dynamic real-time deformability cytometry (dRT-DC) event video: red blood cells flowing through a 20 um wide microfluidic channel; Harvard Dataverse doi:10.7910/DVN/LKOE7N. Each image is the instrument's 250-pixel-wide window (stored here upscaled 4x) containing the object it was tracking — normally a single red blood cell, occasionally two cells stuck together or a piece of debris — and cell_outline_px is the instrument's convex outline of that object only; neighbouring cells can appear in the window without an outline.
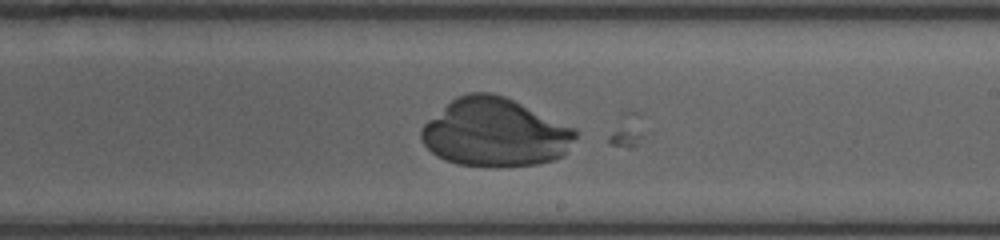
{"species": "human", "species_latin": "Homo sapiens", "temperature_condition": "room temperature", "stored_images_in_passage": 28, "camera_frame_rate_fps": 3000, "um_per_image_px": 0.085, "donor": {"sex": "female"}, "frame": {"image": 1, "passage_image": 20, "time_ms": 6.333, "image_size_px": [1000, 240], "cell_outline_px": [[576, 136], [564, 156], [552, 160], [536, 164], [456, 164], [444, 160], [436, 156], [424, 144], [420, 136], [420, 128], [428, 120], [456, 96], [468, 92], [492, 92], [504, 96], [576, 128]], "centroid_in_image_um": [42.06, 11.23], "position_along_channel_um": 246.9, "area_um2": 60.57}}
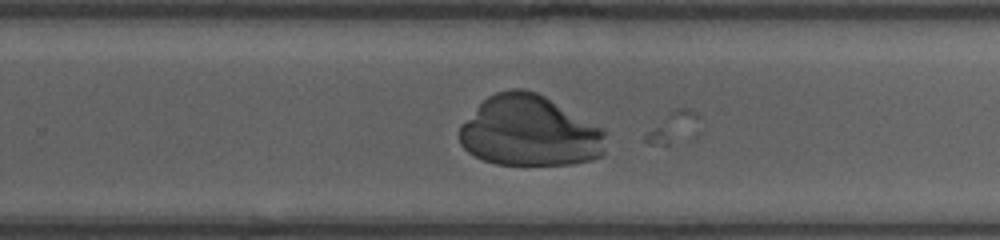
{"frame": {"image": 2, "passage_image": 23, "time_ms": 7.333, "image_size_px": [1000, 240], "cell_outline_px": [[604, 152], [600, 156], [592, 160], [572, 164], [496, 164], [484, 160], [468, 152], [460, 144], [460, 124], [488, 96], [496, 92], [512, 88], [524, 88], [536, 92], [544, 96], [604, 128]], "centroid_in_image_um": [45.01, 11.14], "position_along_channel_um": 284.8, "area_um2": 60.17}}